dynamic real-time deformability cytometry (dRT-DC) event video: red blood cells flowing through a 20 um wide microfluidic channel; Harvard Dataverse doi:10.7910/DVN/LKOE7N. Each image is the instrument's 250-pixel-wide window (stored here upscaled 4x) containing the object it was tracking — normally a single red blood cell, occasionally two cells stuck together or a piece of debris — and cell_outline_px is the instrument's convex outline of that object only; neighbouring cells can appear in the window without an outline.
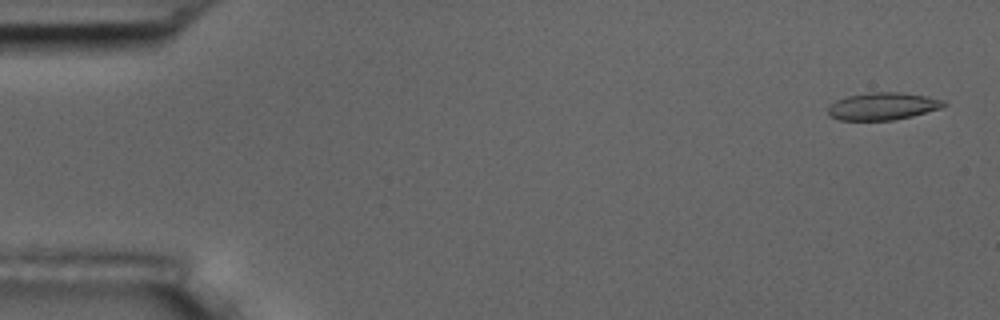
{"species": "common noctule bat (a hibernating species)", "species_latin": "Nyctalus noctula", "temperature_condition": "room temperature", "stored_images_in_passage": 14, "camera_frame_rate_fps": 3000, "um_per_image_px": 0.085, "animal": {"sex": "male", "body_mass_g": 17.5, "forearm_length_mm": 52.3}, "frame": {"image": 1, "passage_image": 2, "time_ms": 0.333, "image_size_px": [1000, 320], "cell_outline_px": [[948, 104], [940, 108], [912, 116], [892, 120], [840, 120], [832, 116], [828, 112], [828, 108], [836, 100], [848, 96], [868, 92], [900, 92], [928, 96], [948, 100]], "centroid_in_image_um": [75.1, 9.01], "position_along_channel_um": 9.9, "area_um2": 18.5}}